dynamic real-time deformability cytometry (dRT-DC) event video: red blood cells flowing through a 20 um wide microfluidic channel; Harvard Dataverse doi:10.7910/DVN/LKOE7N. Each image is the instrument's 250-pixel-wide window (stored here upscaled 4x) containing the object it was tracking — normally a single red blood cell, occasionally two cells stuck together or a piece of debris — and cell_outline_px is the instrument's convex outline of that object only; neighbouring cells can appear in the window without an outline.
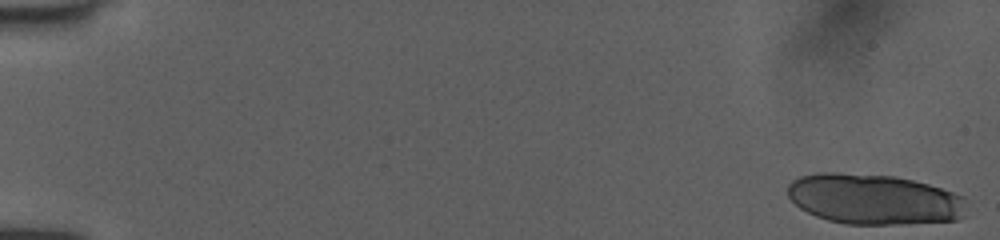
{"species": "human", "species_latin": "Homo sapiens", "temperature_condition": "room temperature", "stored_images_in_passage": 19, "camera_frame_rate_fps": 3000, "um_per_image_px": 0.085, "donor": {"sex": "female"}, "frame": {"image": 1, "passage_image": 1, "time_ms": 0.0, "image_size_px": [1000, 240], "cell_outline_px": [[964, 216], [956, 220], [900, 224], [844, 224], [828, 220], [816, 216], [800, 208], [788, 196], [788, 184], [792, 180], [800, 176], [820, 172], [836, 172], [896, 176], [928, 184], [964, 196]], "centroid_in_image_um": [74.26, 16.93], "position_along_channel_um": 10.7, "area_um2": 52.6}}
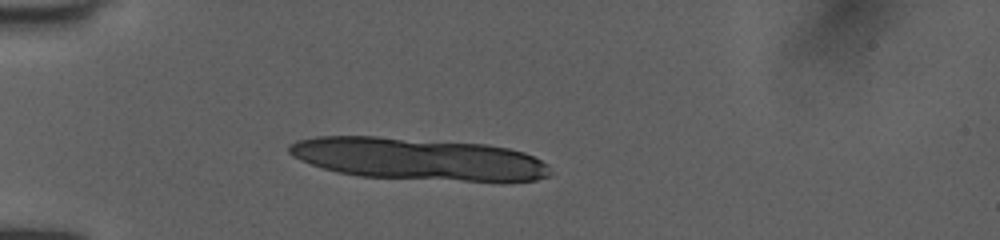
{"frame": {"image": 2, "passage_image": 15, "time_ms": 4.667, "image_size_px": [1000, 240], "cell_outline_px": [[552, 176], [536, 180], [464, 180], [360, 176], [336, 172], [300, 160], [292, 156], [288, 152], [288, 144], [296, 140], [316, 136], [376, 136], [488, 144], [508, 148], [524, 152], [548, 164]], "centroid_in_image_um": [35.51, 13.48], "position_along_channel_um": 49.5, "area_um2": 63.75}}